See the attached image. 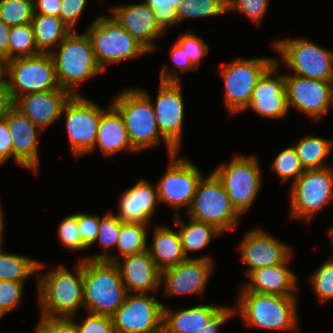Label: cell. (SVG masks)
Returning a JSON list of instances; mask_svg holds the SVG:
<instances>
[{
  "label": "cell",
  "mask_w": 333,
  "mask_h": 333,
  "mask_svg": "<svg viewBox=\"0 0 333 333\" xmlns=\"http://www.w3.org/2000/svg\"><path fill=\"white\" fill-rule=\"evenodd\" d=\"M75 267V274L63 266L38 276V299L42 315L51 318H73L84 307L83 260Z\"/></svg>",
  "instance_id": "obj_1"
},
{
  "label": "cell",
  "mask_w": 333,
  "mask_h": 333,
  "mask_svg": "<svg viewBox=\"0 0 333 333\" xmlns=\"http://www.w3.org/2000/svg\"><path fill=\"white\" fill-rule=\"evenodd\" d=\"M111 104L121 115L131 146L141 150L156 146L163 139L169 156L178 151L161 135L152 100L147 91L140 88L125 90L116 95Z\"/></svg>",
  "instance_id": "obj_2"
},
{
  "label": "cell",
  "mask_w": 333,
  "mask_h": 333,
  "mask_svg": "<svg viewBox=\"0 0 333 333\" xmlns=\"http://www.w3.org/2000/svg\"><path fill=\"white\" fill-rule=\"evenodd\" d=\"M84 309L112 316L124 303L128 292L115 263L83 259Z\"/></svg>",
  "instance_id": "obj_3"
},
{
  "label": "cell",
  "mask_w": 333,
  "mask_h": 333,
  "mask_svg": "<svg viewBox=\"0 0 333 333\" xmlns=\"http://www.w3.org/2000/svg\"><path fill=\"white\" fill-rule=\"evenodd\" d=\"M297 296H280L252 291H240L234 310L246 326L271 330H295L298 326Z\"/></svg>",
  "instance_id": "obj_4"
},
{
  "label": "cell",
  "mask_w": 333,
  "mask_h": 333,
  "mask_svg": "<svg viewBox=\"0 0 333 333\" xmlns=\"http://www.w3.org/2000/svg\"><path fill=\"white\" fill-rule=\"evenodd\" d=\"M60 50L50 52L53 59L56 78L61 89L72 96L78 94L75 87L83 80L102 73L87 34L71 31L58 45Z\"/></svg>",
  "instance_id": "obj_5"
},
{
  "label": "cell",
  "mask_w": 333,
  "mask_h": 333,
  "mask_svg": "<svg viewBox=\"0 0 333 333\" xmlns=\"http://www.w3.org/2000/svg\"><path fill=\"white\" fill-rule=\"evenodd\" d=\"M90 39L95 59L105 71L106 64L138 57L149 51L112 17L96 18L85 32Z\"/></svg>",
  "instance_id": "obj_6"
},
{
  "label": "cell",
  "mask_w": 333,
  "mask_h": 333,
  "mask_svg": "<svg viewBox=\"0 0 333 333\" xmlns=\"http://www.w3.org/2000/svg\"><path fill=\"white\" fill-rule=\"evenodd\" d=\"M188 211L193 220L215 226L222 233L234 229L241 215L214 172L198 182L192 205Z\"/></svg>",
  "instance_id": "obj_7"
},
{
  "label": "cell",
  "mask_w": 333,
  "mask_h": 333,
  "mask_svg": "<svg viewBox=\"0 0 333 333\" xmlns=\"http://www.w3.org/2000/svg\"><path fill=\"white\" fill-rule=\"evenodd\" d=\"M275 58H235L220 69L224 80V104L232 114L246 110L257 80L275 63Z\"/></svg>",
  "instance_id": "obj_8"
},
{
  "label": "cell",
  "mask_w": 333,
  "mask_h": 333,
  "mask_svg": "<svg viewBox=\"0 0 333 333\" xmlns=\"http://www.w3.org/2000/svg\"><path fill=\"white\" fill-rule=\"evenodd\" d=\"M8 91L14 101L22 95L61 89L50 53L9 60Z\"/></svg>",
  "instance_id": "obj_9"
},
{
  "label": "cell",
  "mask_w": 333,
  "mask_h": 333,
  "mask_svg": "<svg viewBox=\"0 0 333 333\" xmlns=\"http://www.w3.org/2000/svg\"><path fill=\"white\" fill-rule=\"evenodd\" d=\"M291 188V217L309 223L333 199V168L305 170Z\"/></svg>",
  "instance_id": "obj_10"
},
{
  "label": "cell",
  "mask_w": 333,
  "mask_h": 333,
  "mask_svg": "<svg viewBox=\"0 0 333 333\" xmlns=\"http://www.w3.org/2000/svg\"><path fill=\"white\" fill-rule=\"evenodd\" d=\"M274 47L295 75L333 81V51L300 38L278 41Z\"/></svg>",
  "instance_id": "obj_11"
},
{
  "label": "cell",
  "mask_w": 333,
  "mask_h": 333,
  "mask_svg": "<svg viewBox=\"0 0 333 333\" xmlns=\"http://www.w3.org/2000/svg\"><path fill=\"white\" fill-rule=\"evenodd\" d=\"M104 111L82 95L71 96L65 103L61 113H65V128L75 157L94 151L99 122Z\"/></svg>",
  "instance_id": "obj_12"
},
{
  "label": "cell",
  "mask_w": 333,
  "mask_h": 333,
  "mask_svg": "<svg viewBox=\"0 0 333 333\" xmlns=\"http://www.w3.org/2000/svg\"><path fill=\"white\" fill-rule=\"evenodd\" d=\"M181 79L175 71L168 73L164 66L160 72V88L153 105L161 135L178 151L181 146L184 120V102L181 94Z\"/></svg>",
  "instance_id": "obj_13"
},
{
  "label": "cell",
  "mask_w": 333,
  "mask_h": 333,
  "mask_svg": "<svg viewBox=\"0 0 333 333\" xmlns=\"http://www.w3.org/2000/svg\"><path fill=\"white\" fill-rule=\"evenodd\" d=\"M254 156H236L214 173L223 183L232 205L240 213L248 211L261 187V171Z\"/></svg>",
  "instance_id": "obj_14"
},
{
  "label": "cell",
  "mask_w": 333,
  "mask_h": 333,
  "mask_svg": "<svg viewBox=\"0 0 333 333\" xmlns=\"http://www.w3.org/2000/svg\"><path fill=\"white\" fill-rule=\"evenodd\" d=\"M148 293H128L111 316L115 333H163L164 305Z\"/></svg>",
  "instance_id": "obj_15"
},
{
  "label": "cell",
  "mask_w": 333,
  "mask_h": 333,
  "mask_svg": "<svg viewBox=\"0 0 333 333\" xmlns=\"http://www.w3.org/2000/svg\"><path fill=\"white\" fill-rule=\"evenodd\" d=\"M169 157L168 170L156 185L158 200L171 205L178 215L180 208L190 209L202 173L189 160L176 158L177 153Z\"/></svg>",
  "instance_id": "obj_16"
},
{
  "label": "cell",
  "mask_w": 333,
  "mask_h": 333,
  "mask_svg": "<svg viewBox=\"0 0 333 333\" xmlns=\"http://www.w3.org/2000/svg\"><path fill=\"white\" fill-rule=\"evenodd\" d=\"M285 88L288 107L313 119L320 120L333 105V81L285 74Z\"/></svg>",
  "instance_id": "obj_17"
},
{
  "label": "cell",
  "mask_w": 333,
  "mask_h": 333,
  "mask_svg": "<svg viewBox=\"0 0 333 333\" xmlns=\"http://www.w3.org/2000/svg\"><path fill=\"white\" fill-rule=\"evenodd\" d=\"M120 258L109 256L107 252H104L92 257H82L80 260H106L115 263L128 293H149V291H156L161 285V271L157 268L148 249L122 257V263L119 261Z\"/></svg>",
  "instance_id": "obj_18"
},
{
  "label": "cell",
  "mask_w": 333,
  "mask_h": 333,
  "mask_svg": "<svg viewBox=\"0 0 333 333\" xmlns=\"http://www.w3.org/2000/svg\"><path fill=\"white\" fill-rule=\"evenodd\" d=\"M212 269L213 263L209 256L186 258L176 266L161 271L165 293L201 295Z\"/></svg>",
  "instance_id": "obj_19"
},
{
  "label": "cell",
  "mask_w": 333,
  "mask_h": 333,
  "mask_svg": "<svg viewBox=\"0 0 333 333\" xmlns=\"http://www.w3.org/2000/svg\"><path fill=\"white\" fill-rule=\"evenodd\" d=\"M278 63L275 60V63L257 80L251 100L246 107L266 118H282L289 111L285 75L272 76L278 69Z\"/></svg>",
  "instance_id": "obj_20"
},
{
  "label": "cell",
  "mask_w": 333,
  "mask_h": 333,
  "mask_svg": "<svg viewBox=\"0 0 333 333\" xmlns=\"http://www.w3.org/2000/svg\"><path fill=\"white\" fill-rule=\"evenodd\" d=\"M239 250L241 260L250 267L247 276L257 269L282 264L291 255V249L260 228L247 232Z\"/></svg>",
  "instance_id": "obj_21"
},
{
  "label": "cell",
  "mask_w": 333,
  "mask_h": 333,
  "mask_svg": "<svg viewBox=\"0 0 333 333\" xmlns=\"http://www.w3.org/2000/svg\"><path fill=\"white\" fill-rule=\"evenodd\" d=\"M110 11L121 27L149 52L156 49L153 40L165 32L157 23L154 11L145 2L115 7Z\"/></svg>",
  "instance_id": "obj_22"
},
{
  "label": "cell",
  "mask_w": 333,
  "mask_h": 333,
  "mask_svg": "<svg viewBox=\"0 0 333 333\" xmlns=\"http://www.w3.org/2000/svg\"><path fill=\"white\" fill-rule=\"evenodd\" d=\"M5 121L12 137L13 159L19 165L37 172L39 165L37 142L41 129L15 107L9 112Z\"/></svg>",
  "instance_id": "obj_23"
},
{
  "label": "cell",
  "mask_w": 333,
  "mask_h": 333,
  "mask_svg": "<svg viewBox=\"0 0 333 333\" xmlns=\"http://www.w3.org/2000/svg\"><path fill=\"white\" fill-rule=\"evenodd\" d=\"M72 95L67 90H50L19 96L14 107L42 131L62 115L65 103Z\"/></svg>",
  "instance_id": "obj_24"
},
{
  "label": "cell",
  "mask_w": 333,
  "mask_h": 333,
  "mask_svg": "<svg viewBox=\"0 0 333 333\" xmlns=\"http://www.w3.org/2000/svg\"><path fill=\"white\" fill-rule=\"evenodd\" d=\"M158 201L157 187L141 179L121 195L116 217L123 223L148 225Z\"/></svg>",
  "instance_id": "obj_25"
},
{
  "label": "cell",
  "mask_w": 333,
  "mask_h": 333,
  "mask_svg": "<svg viewBox=\"0 0 333 333\" xmlns=\"http://www.w3.org/2000/svg\"><path fill=\"white\" fill-rule=\"evenodd\" d=\"M282 263L252 271L248 277L251 281L243 285L240 291H252L280 296H296V275L287 267L289 258Z\"/></svg>",
  "instance_id": "obj_26"
},
{
  "label": "cell",
  "mask_w": 333,
  "mask_h": 333,
  "mask_svg": "<svg viewBox=\"0 0 333 333\" xmlns=\"http://www.w3.org/2000/svg\"><path fill=\"white\" fill-rule=\"evenodd\" d=\"M96 147H99L105 156L124 149L130 152L136 151L129 142L121 115L112 105L101 115L94 150Z\"/></svg>",
  "instance_id": "obj_27"
},
{
  "label": "cell",
  "mask_w": 333,
  "mask_h": 333,
  "mask_svg": "<svg viewBox=\"0 0 333 333\" xmlns=\"http://www.w3.org/2000/svg\"><path fill=\"white\" fill-rule=\"evenodd\" d=\"M221 306L199 304L179 312L164 306L163 333H198Z\"/></svg>",
  "instance_id": "obj_28"
},
{
  "label": "cell",
  "mask_w": 333,
  "mask_h": 333,
  "mask_svg": "<svg viewBox=\"0 0 333 333\" xmlns=\"http://www.w3.org/2000/svg\"><path fill=\"white\" fill-rule=\"evenodd\" d=\"M154 231L152 245L147 248L160 271L176 266L186 259L179 232L166 226H157Z\"/></svg>",
  "instance_id": "obj_29"
},
{
  "label": "cell",
  "mask_w": 333,
  "mask_h": 333,
  "mask_svg": "<svg viewBox=\"0 0 333 333\" xmlns=\"http://www.w3.org/2000/svg\"><path fill=\"white\" fill-rule=\"evenodd\" d=\"M35 43L40 53H50L72 31L59 17L34 13L31 21Z\"/></svg>",
  "instance_id": "obj_30"
},
{
  "label": "cell",
  "mask_w": 333,
  "mask_h": 333,
  "mask_svg": "<svg viewBox=\"0 0 333 333\" xmlns=\"http://www.w3.org/2000/svg\"><path fill=\"white\" fill-rule=\"evenodd\" d=\"M175 223L180 226V239L182 250L186 258L189 251H197L209 245L214 236L221 234L215 226L199 222L190 218L189 224L185 225L180 215H175Z\"/></svg>",
  "instance_id": "obj_31"
},
{
  "label": "cell",
  "mask_w": 333,
  "mask_h": 333,
  "mask_svg": "<svg viewBox=\"0 0 333 333\" xmlns=\"http://www.w3.org/2000/svg\"><path fill=\"white\" fill-rule=\"evenodd\" d=\"M304 170L328 167L323 162L332 151L333 141L317 136H305L293 145Z\"/></svg>",
  "instance_id": "obj_32"
},
{
  "label": "cell",
  "mask_w": 333,
  "mask_h": 333,
  "mask_svg": "<svg viewBox=\"0 0 333 333\" xmlns=\"http://www.w3.org/2000/svg\"><path fill=\"white\" fill-rule=\"evenodd\" d=\"M44 267V263L26 256L3 253L0 248V280L22 282Z\"/></svg>",
  "instance_id": "obj_33"
},
{
  "label": "cell",
  "mask_w": 333,
  "mask_h": 333,
  "mask_svg": "<svg viewBox=\"0 0 333 333\" xmlns=\"http://www.w3.org/2000/svg\"><path fill=\"white\" fill-rule=\"evenodd\" d=\"M31 23L14 26L9 35V60L38 55Z\"/></svg>",
  "instance_id": "obj_34"
},
{
  "label": "cell",
  "mask_w": 333,
  "mask_h": 333,
  "mask_svg": "<svg viewBox=\"0 0 333 333\" xmlns=\"http://www.w3.org/2000/svg\"><path fill=\"white\" fill-rule=\"evenodd\" d=\"M147 231V225L121 222L117 247L122 257L148 249Z\"/></svg>",
  "instance_id": "obj_35"
},
{
  "label": "cell",
  "mask_w": 333,
  "mask_h": 333,
  "mask_svg": "<svg viewBox=\"0 0 333 333\" xmlns=\"http://www.w3.org/2000/svg\"><path fill=\"white\" fill-rule=\"evenodd\" d=\"M227 0H182L176 11L177 21L224 14Z\"/></svg>",
  "instance_id": "obj_36"
},
{
  "label": "cell",
  "mask_w": 333,
  "mask_h": 333,
  "mask_svg": "<svg viewBox=\"0 0 333 333\" xmlns=\"http://www.w3.org/2000/svg\"><path fill=\"white\" fill-rule=\"evenodd\" d=\"M34 0H0V19L9 27L31 23Z\"/></svg>",
  "instance_id": "obj_37"
},
{
  "label": "cell",
  "mask_w": 333,
  "mask_h": 333,
  "mask_svg": "<svg viewBox=\"0 0 333 333\" xmlns=\"http://www.w3.org/2000/svg\"><path fill=\"white\" fill-rule=\"evenodd\" d=\"M271 169L281 178V183L291 178L295 182L305 171L293 145L282 150L275 157Z\"/></svg>",
  "instance_id": "obj_38"
},
{
  "label": "cell",
  "mask_w": 333,
  "mask_h": 333,
  "mask_svg": "<svg viewBox=\"0 0 333 333\" xmlns=\"http://www.w3.org/2000/svg\"><path fill=\"white\" fill-rule=\"evenodd\" d=\"M311 283L321 303L333 298V260L326 261L315 271Z\"/></svg>",
  "instance_id": "obj_39"
},
{
  "label": "cell",
  "mask_w": 333,
  "mask_h": 333,
  "mask_svg": "<svg viewBox=\"0 0 333 333\" xmlns=\"http://www.w3.org/2000/svg\"><path fill=\"white\" fill-rule=\"evenodd\" d=\"M182 0H145L144 2L154 11L155 19L165 32L169 26L178 23L177 8Z\"/></svg>",
  "instance_id": "obj_40"
},
{
  "label": "cell",
  "mask_w": 333,
  "mask_h": 333,
  "mask_svg": "<svg viewBox=\"0 0 333 333\" xmlns=\"http://www.w3.org/2000/svg\"><path fill=\"white\" fill-rule=\"evenodd\" d=\"M58 237L61 243L68 249L83 250L86 247L82 243L78 227V213L63 219L58 226Z\"/></svg>",
  "instance_id": "obj_41"
},
{
  "label": "cell",
  "mask_w": 333,
  "mask_h": 333,
  "mask_svg": "<svg viewBox=\"0 0 333 333\" xmlns=\"http://www.w3.org/2000/svg\"><path fill=\"white\" fill-rule=\"evenodd\" d=\"M23 287L22 282L0 280V318L20 304Z\"/></svg>",
  "instance_id": "obj_42"
},
{
  "label": "cell",
  "mask_w": 333,
  "mask_h": 333,
  "mask_svg": "<svg viewBox=\"0 0 333 333\" xmlns=\"http://www.w3.org/2000/svg\"><path fill=\"white\" fill-rule=\"evenodd\" d=\"M183 49L185 55L190 59L192 64L199 68L200 60L209 51V46L204 43L201 37H197L193 34V31L186 30L185 34H180L178 40L176 41Z\"/></svg>",
  "instance_id": "obj_43"
},
{
  "label": "cell",
  "mask_w": 333,
  "mask_h": 333,
  "mask_svg": "<svg viewBox=\"0 0 333 333\" xmlns=\"http://www.w3.org/2000/svg\"><path fill=\"white\" fill-rule=\"evenodd\" d=\"M121 229V221L112 212H108L102 219L99 217V228L96 241L104 248L117 246Z\"/></svg>",
  "instance_id": "obj_44"
},
{
  "label": "cell",
  "mask_w": 333,
  "mask_h": 333,
  "mask_svg": "<svg viewBox=\"0 0 333 333\" xmlns=\"http://www.w3.org/2000/svg\"><path fill=\"white\" fill-rule=\"evenodd\" d=\"M269 0H227V11H238L250 18L257 25L267 11Z\"/></svg>",
  "instance_id": "obj_45"
},
{
  "label": "cell",
  "mask_w": 333,
  "mask_h": 333,
  "mask_svg": "<svg viewBox=\"0 0 333 333\" xmlns=\"http://www.w3.org/2000/svg\"><path fill=\"white\" fill-rule=\"evenodd\" d=\"M78 333H115L112 317L88 312L86 319L76 323Z\"/></svg>",
  "instance_id": "obj_46"
},
{
  "label": "cell",
  "mask_w": 333,
  "mask_h": 333,
  "mask_svg": "<svg viewBox=\"0 0 333 333\" xmlns=\"http://www.w3.org/2000/svg\"><path fill=\"white\" fill-rule=\"evenodd\" d=\"M35 331L36 333H78L73 318H51L43 315Z\"/></svg>",
  "instance_id": "obj_47"
},
{
  "label": "cell",
  "mask_w": 333,
  "mask_h": 333,
  "mask_svg": "<svg viewBox=\"0 0 333 333\" xmlns=\"http://www.w3.org/2000/svg\"><path fill=\"white\" fill-rule=\"evenodd\" d=\"M78 227L83 245L86 248H89L96 242L97 239L99 216H91L84 213H78Z\"/></svg>",
  "instance_id": "obj_48"
},
{
  "label": "cell",
  "mask_w": 333,
  "mask_h": 333,
  "mask_svg": "<svg viewBox=\"0 0 333 333\" xmlns=\"http://www.w3.org/2000/svg\"><path fill=\"white\" fill-rule=\"evenodd\" d=\"M87 0H61L59 18L73 31Z\"/></svg>",
  "instance_id": "obj_49"
},
{
  "label": "cell",
  "mask_w": 333,
  "mask_h": 333,
  "mask_svg": "<svg viewBox=\"0 0 333 333\" xmlns=\"http://www.w3.org/2000/svg\"><path fill=\"white\" fill-rule=\"evenodd\" d=\"M234 307L221 306L208 320L206 327L198 333H218L219 328L224 324L232 315H234Z\"/></svg>",
  "instance_id": "obj_50"
},
{
  "label": "cell",
  "mask_w": 333,
  "mask_h": 333,
  "mask_svg": "<svg viewBox=\"0 0 333 333\" xmlns=\"http://www.w3.org/2000/svg\"><path fill=\"white\" fill-rule=\"evenodd\" d=\"M13 157L11 133L5 120L0 121V165Z\"/></svg>",
  "instance_id": "obj_51"
},
{
  "label": "cell",
  "mask_w": 333,
  "mask_h": 333,
  "mask_svg": "<svg viewBox=\"0 0 333 333\" xmlns=\"http://www.w3.org/2000/svg\"><path fill=\"white\" fill-rule=\"evenodd\" d=\"M171 58L174 65H176L182 73L192 69L196 70L197 68L192 64L190 59L185 55L184 49L176 42L174 47L171 49Z\"/></svg>",
  "instance_id": "obj_52"
},
{
  "label": "cell",
  "mask_w": 333,
  "mask_h": 333,
  "mask_svg": "<svg viewBox=\"0 0 333 333\" xmlns=\"http://www.w3.org/2000/svg\"><path fill=\"white\" fill-rule=\"evenodd\" d=\"M61 0H34V13L59 17Z\"/></svg>",
  "instance_id": "obj_53"
},
{
  "label": "cell",
  "mask_w": 333,
  "mask_h": 333,
  "mask_svg": "<svg viewBox=\"0 0 333 333\" xmlns=\"http://www.w3.org/2000/svg\"><path fill=\"white\" fill-rule=\"evenodd\" d=\"M14 108V99L8 90L0 91V121L5 120Z\"/></svg>",
  "instance_id": "obj_54"
},
{
  "label": "cell",
  "mask_w": 333,
  "mask_h": 333,
  "mask_svg": "<svg viewBox=\"0 0 333 333\" xmlns=\"http://www.w3.org/2000/svg\"><path fill=\"white\" fill-rule=\"evenodd\" d=\"M10 29L8 25H6L0 19V55L6 57L9 60V35Z\"/></svg>",
  "instance_id": "obj_55"
},
{
  "label": "cell",
  "mask_w": 333,
  "mask_h": 333,
  "mask_svg": "<svg viewBox=\"0 0 333 333\" xmlns=\"http://www.w3.org/2000/svg\"><path fill=\"white\" fill-rule=\"evenodd\" d=\"M5 74L7 76H5ZM9 74V60L0 55V91L8 90V79H5V77H8Z\"/></svg>",
  "instance_id": "obj_56"
},
{
  "label": "cell",
  "mask_w": 333,
  "mask_h": 333,
  "mask_svg": "<svg viewBox=\"0 0 333 333\" xmlns=\"http://www.w3.org/2000/svg\"><path fill=\"white\" fill-rule=\"evenodd\" d=\"M4 220H3V213H2V209H1V205H0V248H1V244H2V237H3V227H4Z\"/></svg>",
  "instance_id": "obj_57"
},
{
  "label": "cell",
  "mask_w": 333,
  "mask_h": 333,
  "mask_svg": "<svg viewBox=\"0 0 333 333\" xmlns=\"http://www.w3.org/2000/svg\"><path fill=\"white\" fill-rule=\"evenodd\" d=\"M329 234L331 236V242H332V245H333V226L330 227ZM330 260H333V258H331Z\"/></svg>",
  "instance_id": "obj_58"
}]
</instances>
